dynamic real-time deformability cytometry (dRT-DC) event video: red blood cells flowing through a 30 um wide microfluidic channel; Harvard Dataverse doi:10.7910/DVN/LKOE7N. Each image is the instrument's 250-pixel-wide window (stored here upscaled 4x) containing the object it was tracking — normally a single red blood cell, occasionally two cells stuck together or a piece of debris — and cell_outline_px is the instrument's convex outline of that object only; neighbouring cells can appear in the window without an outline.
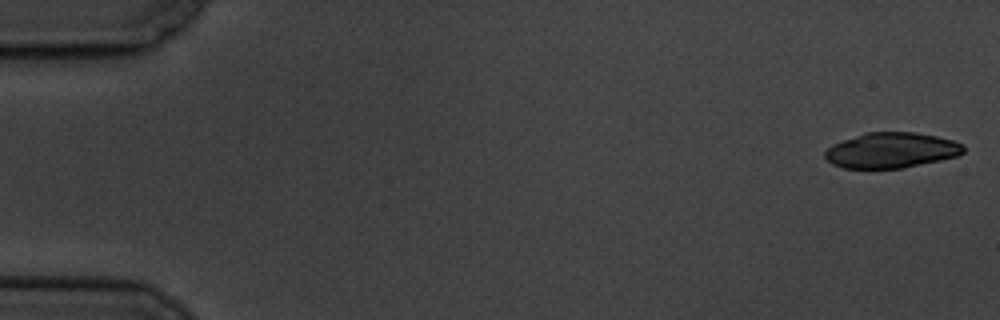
{"species": "common noctule bat (a hibernating species)", "species_latin": "Nyctalus noctula", "temperature_condition": "cold", "stored_images_in_passage": 22, "camera_frame_rate_fps": 3000, "um_per_image_px": 0.085, "animal": {"sex": "male", "body_mass_g": 19.5, "forearm_length_mm": 54.6}, "frame": {"image": 1, "passage_image": 1, "time_ms": 0.0, "image_size_px": [1000, 320], "cell_outline_px": [[964, 152], [956, 156], [940, 160], [904, 168], [844, 168], [832, 164], [824, 156], [824, 152], [832, 144], [864, 132], [916, 132], [936, 136], [952, 140], [964, 144]], "centroid_in_image_um": [75.75, 12.77], "position_along_channel_um": 9.2, "area_um2": 28.61}}